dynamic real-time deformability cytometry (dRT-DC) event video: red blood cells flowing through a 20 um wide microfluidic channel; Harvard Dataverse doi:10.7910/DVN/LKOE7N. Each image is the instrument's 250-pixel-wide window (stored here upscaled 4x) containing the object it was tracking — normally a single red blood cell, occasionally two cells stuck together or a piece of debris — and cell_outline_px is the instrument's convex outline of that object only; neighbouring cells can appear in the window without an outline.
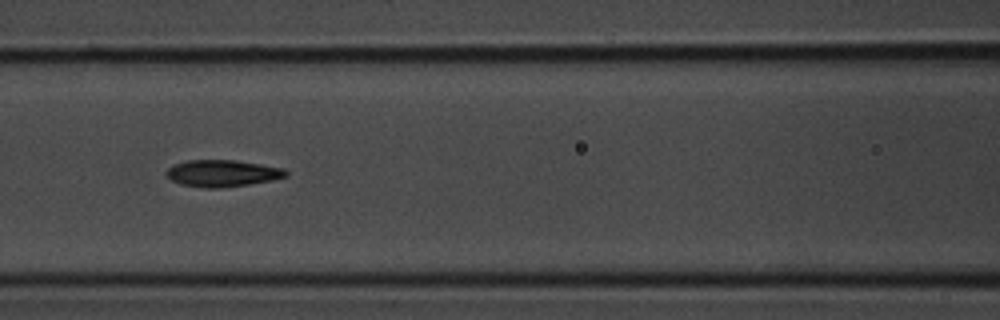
{"species": "common noctule bat (a hibernating species)", "species_latin": "Nyctalus noctula", "temperature_condition": "room temperature", "stored_images_in_passage": 16, "camera_frame_rate_fps": 3000, "um_per_image_px": 0.085, "animal": {"sex": "male", "body_mass_g": 20.1, "forearm_length_mm": 53.5}, "frame": {"image": 1, "passage_image": 7, "time_ms": 2.0, "image_size_px": [1000, 320], "cell_outline_px": [[288, 176], [272, 180], [224, 188], [204, 188], [180, 184], [168, 180], [164, 172], [168, 168], [176, 164], [188, 160], [236, 160], [284, 168], [288, 172]], "centroid_in_image_um": [18.87, 14.74], "position_along_channel_um": 147.7, "area_um2": 18.84}}
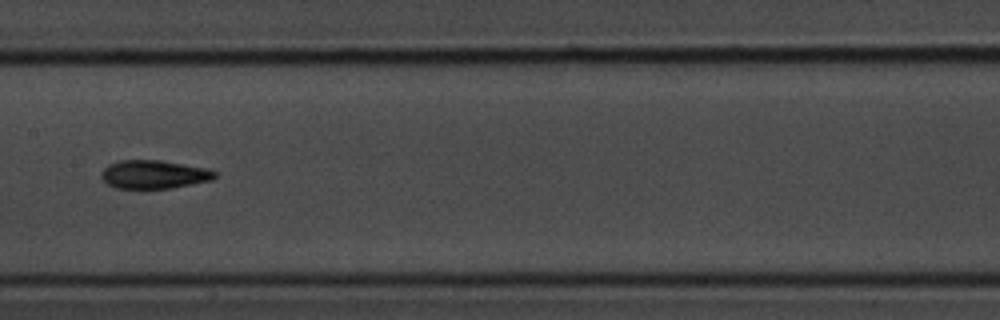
{"frame": {"image": 2, "passage_image": 10, "time_ms": 3.0, "image_size_px": [1000, 320], "cell_outline_px": [[216, 176], [212, 180], [172, 188], [116, 188], [108, 184], [100, 176], [100, 172], [108, 164], [120, 160], [160, 160], [208, 168], [216, 172]], "centroid_in_image_um": [13.08, 14.82], "position_along_channel_um": 194.3, "area_um2": 18.84}}
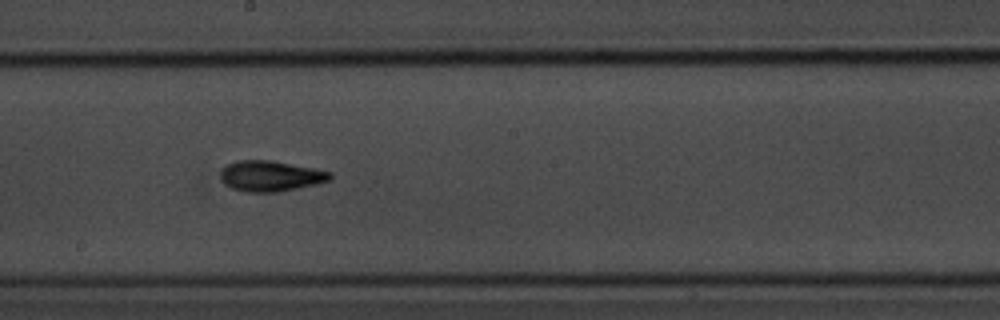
{"frame": {"image": 3, "passage_image": 12, "time_ms": 3.667, "image_size_px": [1000, 320], "cell_outline_px": [[332, 180], [316, 184], [276, 192], [244, 192], [232, 188], [224, 184], [220, 176], [220, 172], [228, 164], [236, 160], [272, 160], [332, 172]], "centroid_in_image_um": [22.99, 14.96], "position_along_channel_um": 225.2, "area_um2": 19.54}}